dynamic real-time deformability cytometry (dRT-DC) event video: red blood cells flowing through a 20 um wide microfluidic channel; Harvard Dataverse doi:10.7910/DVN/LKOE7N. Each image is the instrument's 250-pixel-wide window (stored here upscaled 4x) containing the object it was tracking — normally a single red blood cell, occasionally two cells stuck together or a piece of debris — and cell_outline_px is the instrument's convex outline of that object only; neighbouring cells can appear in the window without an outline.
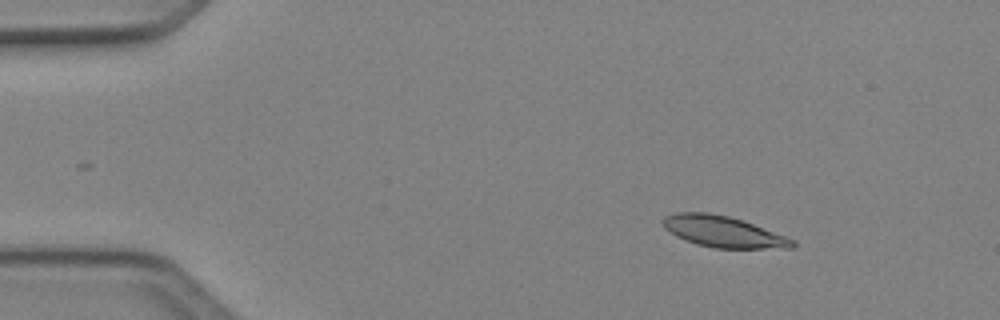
{"species": "Egyptian fruit bat (a non-hibernating species)", "species_latin": "Rousettus aegyptiacus", "temperature_condition": "cold", "stored_images_in_passage": 3, "camera_frame_rate_fps": 3000, "um_per_image_px": 0.085, "animal": {"sex": "female"}, "frame": {"image": 1, "passage_image": 1, "time_ms": 0.0, "image_size_px": [1000, 320], "cell_outline_px": [[796, 244], [792, 248], [712, 248], [696, 244], [684, 240], [676, 236], [664, 228], [660, 220], [664, 216], [676, 212], [708, 212], [728, 216], [744, 220], [796, 240]], "centroid_in_image_um": [61.45, 19.68], "position_along_channel_um": 23.6, "area_um2": 23.81}}
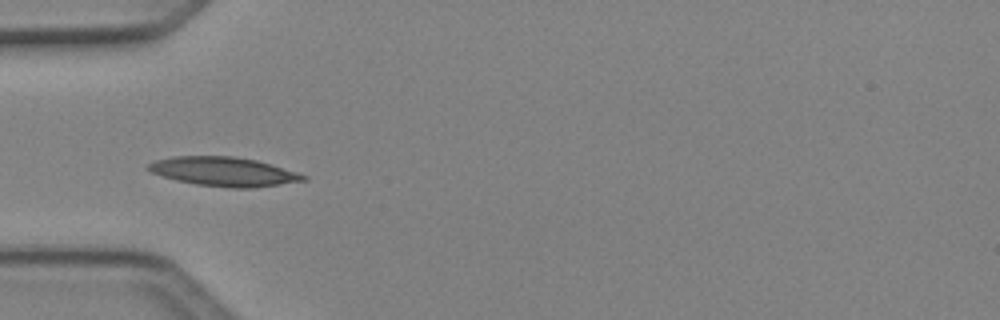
{"frame": {"image": 2, "passage_image": 3, "time_ms": 0.667, "image_size_px": [1000, 320], "cell_outline_px": [[308, 180], [252, 188], [232, 188], [196, 184], [176, 180], [152, 172], [144, 168], [148, 164], [156, 160], [172, 156], [232, 156], [256, 160], [296, 172], [308, 176]], "centroid_in_image_um": [19.0, 14.58], "position_along_channel_um": 66.0, "area_um2": 26.13}}